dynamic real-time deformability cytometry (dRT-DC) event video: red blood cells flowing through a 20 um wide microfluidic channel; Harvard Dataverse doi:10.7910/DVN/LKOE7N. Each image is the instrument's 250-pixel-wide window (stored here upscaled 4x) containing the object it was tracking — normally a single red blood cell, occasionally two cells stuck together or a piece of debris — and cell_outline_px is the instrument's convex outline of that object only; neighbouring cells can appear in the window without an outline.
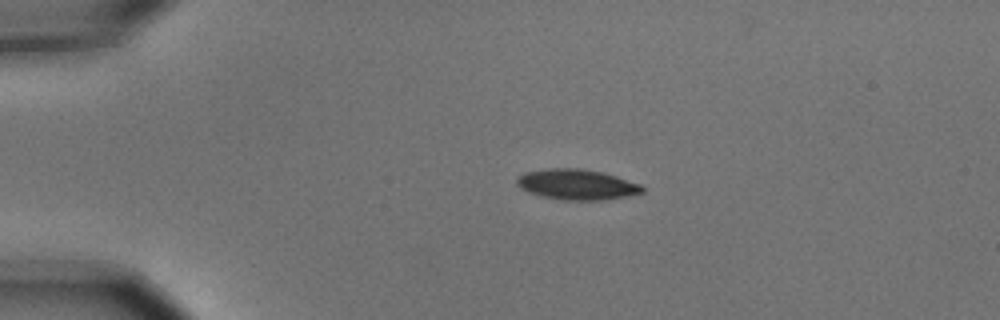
{"species": "common noctule bat (a hibernating species)", "species_latin": "Nyctalus noctula", "temperature_condition": "cold", "stored_images_in_passage": 3, "camera_frame_rate_fps": 3000, "um_per_image_px": 0.085, "animal": {"sex": "male", "body_mass_g": 15.6}, "frame": {"image": 1, "passage_image": 1, "time_ms": 0.0, "image_size_px": [1000, 320], "cell_outline_px": [[644, 192], [608, 200], [564, 200], [544, 196], [528, 192], [520, 188], [516, 184], [516, 180], [524, 172], [548, 168], [580, 168], [604, 172], [640, 184], [644, 188]], "centroid_in_image_um": [49.04, 15.68], "position_along_channel_um": 36.0, "area_um2": 22.31}}
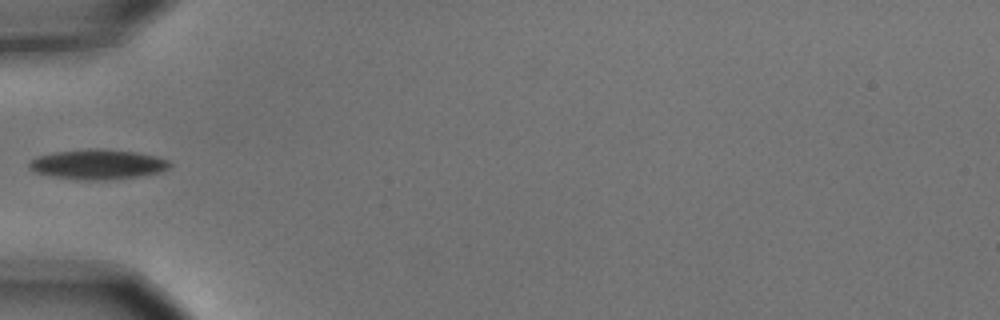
{"frame": {"image": 2, "passage_image": 3, "time_ms": 0.667, "image_size_px": [1000, 320], "cell_outline_px": [[172, 164], [168, 168], [160, 172], [136, 176], [108, 180], [80, 180], [32, 172], [28, 168], [28, 160], [36, 156], [52, 152], [88, 148], [104, 148], [136, 152], [156, 156], [168, 160]], "centroid_in_image_um": [8.25, 13.95], "position_along_channel_um": 76.7, "area_um2": 24.8}}